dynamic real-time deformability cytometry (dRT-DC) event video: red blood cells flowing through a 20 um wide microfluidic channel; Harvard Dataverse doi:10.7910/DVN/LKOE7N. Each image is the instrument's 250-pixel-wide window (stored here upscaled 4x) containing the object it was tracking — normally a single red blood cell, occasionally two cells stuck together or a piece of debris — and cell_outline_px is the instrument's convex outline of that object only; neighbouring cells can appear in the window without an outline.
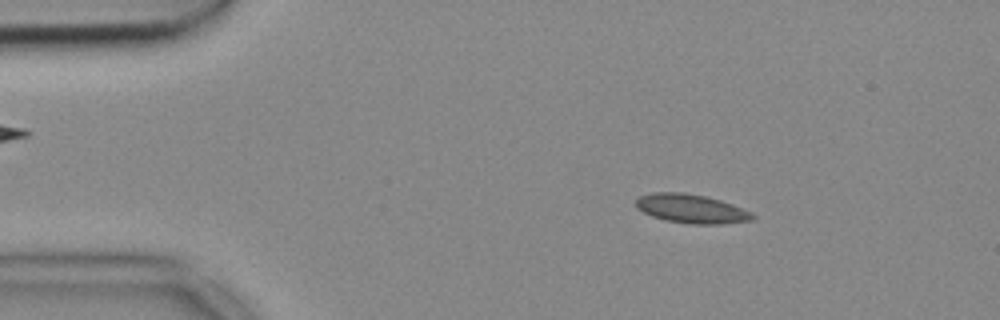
{"species": "common noctule bat (a hibernating species)", "species_latin": "Nyctalus noctula", "temperature_condition": "cold", "stored_images_in_passage": 53, "camera_frame_rate_fps": 3000, "um_per_image_px": 0.085, "animal": {"sex": "female", "body_mass_g": 18.4}, "frame": {"image": 1, "passage_image": 8, "time_ms": 2.333, "image_size_px": [1000, 320], "cell_outline_px": [[756, 216], [752, 220], [720, 224], [688, 224], [664, 220], [652, 216], [636, 208], [636, 200], [640, 196], [652, 192], [684, 192], [704, 196], [720, 200], [732, 204], [752, 212]], "centroid_in_image_um": [58.76, 17.74], "position_along_channel_um": 26.2, "area_um2": 19.71}}
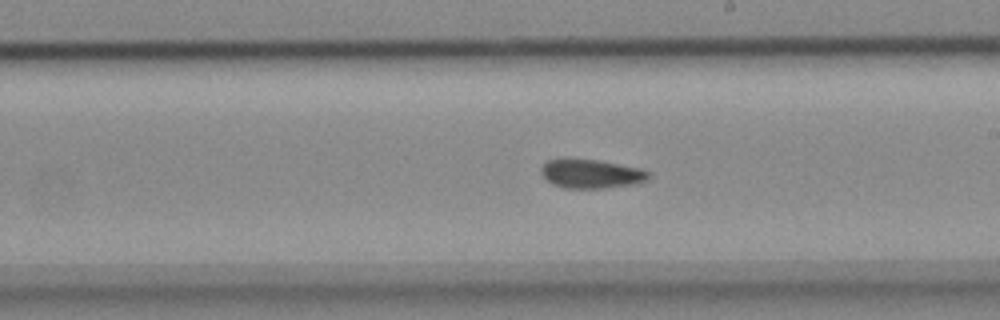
{"frame": {"image": 2, "passage_image": 30, "time_ms": 9.667, "image_size_px": [1000, 320], "cell_outline_px": [[652, 176], [648, 180], [640, 184], [604, 188], [564, 188], [552, 184], [540, 172], [540, 168], [548, 160], [600, 160], [644, 168], [652, 172]], "centroid_in_image_um": [50.39, 14.79], "position_along_channel_um": 238.6, "area_um2": 18.38}}
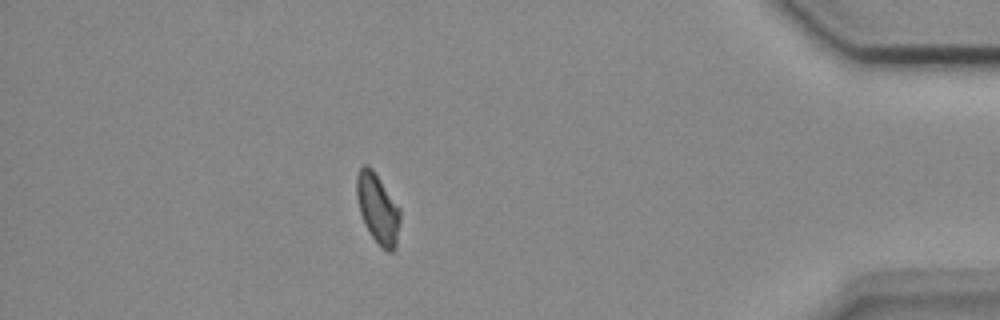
{"frame": {"image": 3, "passage_image": 47, "time_ms": 15.333, "image_size_px": [1000, 320], "cell_outline_px": [[400, 224], [396, 248], [392, 252], [388, 252], [372, 236], [364, 224], [360, 212], [356, 196], [356, 176], [360, 168], [364, 164], [368, 164], [372, 168], [400, 208]], "centroid_in_image_um": [32.11, 17.71], "position_along_channel_um": 403.1, "area_um2": 17.69}, "authors_computed_cell_mechanics": {"area_um2": 18.5538, "velocity_mm_per_s": 3.7041, "shape_relaxation_time_tau1_ms": 6.896, "shape_relaxation_time_tau2_ms": null, "deformation_change_tau1": 0.1092, "deformation_change_tau2": null}}